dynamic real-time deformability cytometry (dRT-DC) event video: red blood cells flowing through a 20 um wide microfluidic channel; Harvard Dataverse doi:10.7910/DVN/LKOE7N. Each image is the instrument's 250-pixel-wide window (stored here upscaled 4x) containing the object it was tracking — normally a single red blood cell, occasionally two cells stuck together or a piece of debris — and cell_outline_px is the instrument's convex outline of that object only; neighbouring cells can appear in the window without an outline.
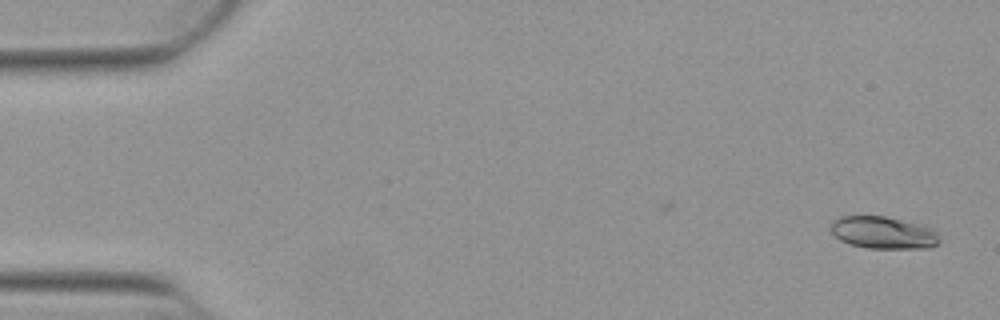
{"species": "Egyptian fruit bat (a non-hibernating species)", "species_latin": "Rousettus aegyptiacus", "temperature_condition": "warm", "stored_images_in_passage": 52, "camera_frame_rate_fps": 3000, "um_per_image_px": 0.085, "animal": {"sex": "female"}, "frame": {"image": 1, "passage_image": 1, "time_ms": 0.0, "image_size_px": [1000, 320], "cell_outline_px": [[940, 240], [936, 244], [928, 248], [868, 248], [852, 244], [840, 240], [832, 232], [832, 220], [840, 216], [884, 216], [932, 228], [936, 232]], "centroid_in_image_um": [75.06, 19.77], "position_along_channel_um": 9.9, "area_um2": 20.06}}
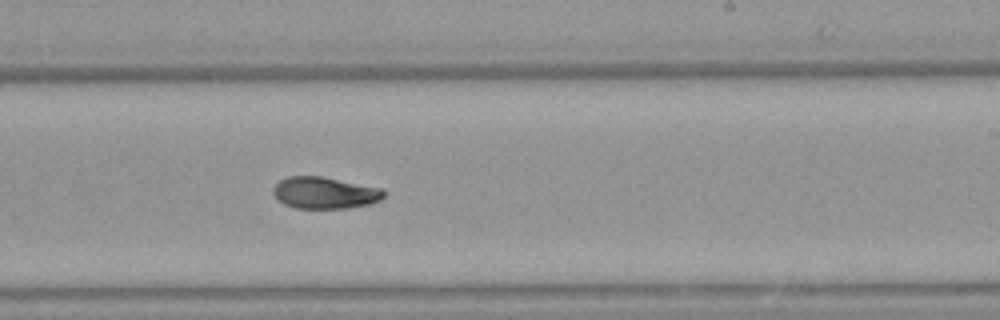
{"frame": {"image": 2, "passage_image": 31, "time_ms": 10.0, "image_size_px": [1000, 320], "cell_outline_px": [[384, 196], [380, 200], [368, 204], [348, 208], [296, 208], [284, 204], [276, 200], [272, 192], [272, 188], [280, 180], [288, 176], [320, 176], [380, 188], [384, 192]], "centroid_in_image_um": [27.54, 16.39], "position_along_channel_um": 261.5, "area_um2": 20.35}}
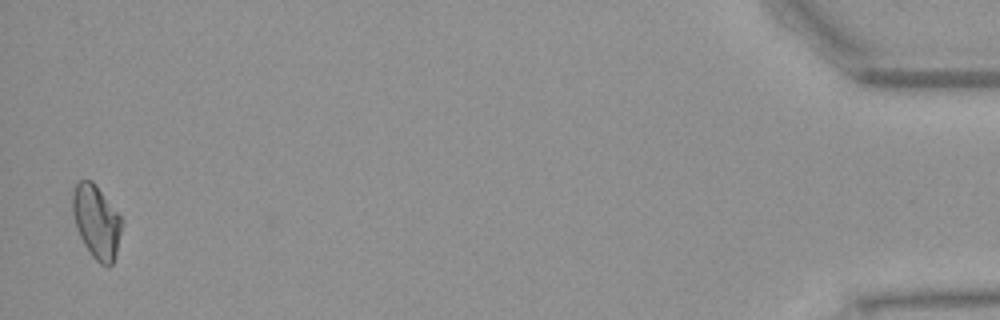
{"frame": {"image": 3, "passage_image": 51, "time_ms": 16.667, "image_size_px": [1000, 320], "cell_outline_px": [[124, 220], [116, 252], [112, 264], [108, 268], [100, 264], [92, 256], [84, 244], [80, 236], [72, 212], [72, 192], [76, 184], [80, 180], [92, 180]], "centroid_in_image_um": [8.21, 18.85], "position_along_channel_um": 427.0, "area_um2": 20.98}, "authors_computed_cell_mechanics": {"area_um2": 20.519, "velocity_mm_per_s": 3.8604, "shape_relaxation_time_tau1_ms": 10.6706, "shape_relaxation_time_tau2_ms": 5.2402, "deformation_change_tau1": 0.2306, "deformation_change_tau2": 0.0923}}